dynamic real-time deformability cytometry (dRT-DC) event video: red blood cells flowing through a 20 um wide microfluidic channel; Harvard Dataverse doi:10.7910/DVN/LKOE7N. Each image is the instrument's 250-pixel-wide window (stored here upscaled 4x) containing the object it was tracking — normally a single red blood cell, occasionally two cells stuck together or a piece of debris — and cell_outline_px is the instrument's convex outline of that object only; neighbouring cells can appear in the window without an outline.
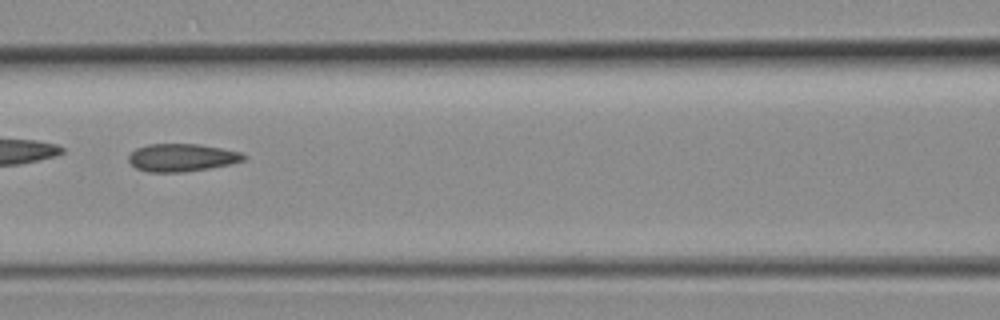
{"species": "common noctule bat (a hibernating species)", "species_latin": "Nyctalus noctula", "temperature_condition": "room temperature", "stored_images_in_passage": 3, "camera_frame_rate_fps": 3000, "um_per_image_px": 0.085, "animal": {"sex": "female", "body_mass_g": 19.3, "forearm_length_mm": 54.1}, "frame": {"image": 1, "passage_image": 3, "time_ms": 0.667, "image_size_px": [1000, 320], "cell_outline_px": [[248, 156], [244, 160], [228, 164], [208, 168], [184, 172], [148, 172], [136, 168], [128, 160], [128, 156], [136, 148], [148, 144], [200, 144], [240, 152]], "centroid_in_image_um": [15.43, 13.39], "position_along_channel_um": 151.2, "area_um2": 18.5}}